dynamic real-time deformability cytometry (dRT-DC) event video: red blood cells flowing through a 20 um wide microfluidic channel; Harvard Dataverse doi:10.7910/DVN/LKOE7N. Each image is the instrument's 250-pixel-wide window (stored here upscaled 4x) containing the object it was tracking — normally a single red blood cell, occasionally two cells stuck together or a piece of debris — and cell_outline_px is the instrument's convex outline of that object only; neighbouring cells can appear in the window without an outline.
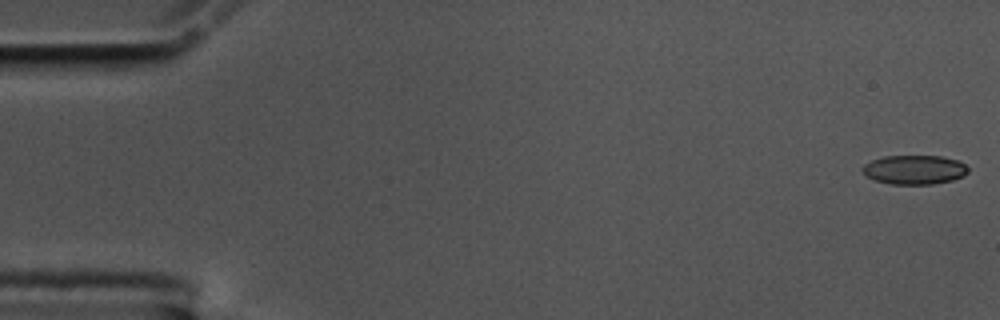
{"species": "common noctule bat (a hibernating species)", "species_latin": "Nyctalus noctula", "temperature_condition": "cold", "stored_images_in_passage": 18, "camera_frame_rate_fps": 3000, "um_per_image_px": 0.085, "animal": {"sex": "male", "body_mass_g": 17.5, "forearm_length_mm": 52.3}, "frame": {"image": 1, "passage_image": 1, "time_ms": 0.0, "image_size_px": [1000, 320], "cell_outline_px": [[968, 172], [964, 176], [952, 180], [932, 184], [892, 184], [872, 180], [864, 176], [860, 168], [864, 164], [872, 160], [884, 156], [940, 156], [960, 160], [968, 168]], "centroid_in_image_um": [77.69, 14.42], "position_along_channel_um": 7.3, "area_um2": 18.21}}
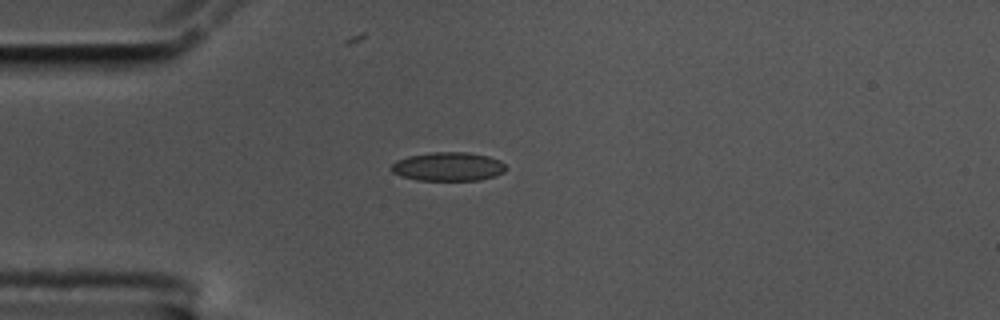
{"frame": {"image": 2, "passage_image": 15, "time_ms": 4.667, "image_size_px": [1000, 320], "cell_outline_px": [[504, 172], [496, 176], [480, 180], [416, 180], [400, 176], [392, 172], [388, 168], [396, 160], [408, 156], [432, 152], [468, 152], [488, 156], [500, 160], [504, 164]], "centroid_in_image_um": [38.06, 14.16], "position_along_channel_um": 46.9, "area_um2": 19.36}}